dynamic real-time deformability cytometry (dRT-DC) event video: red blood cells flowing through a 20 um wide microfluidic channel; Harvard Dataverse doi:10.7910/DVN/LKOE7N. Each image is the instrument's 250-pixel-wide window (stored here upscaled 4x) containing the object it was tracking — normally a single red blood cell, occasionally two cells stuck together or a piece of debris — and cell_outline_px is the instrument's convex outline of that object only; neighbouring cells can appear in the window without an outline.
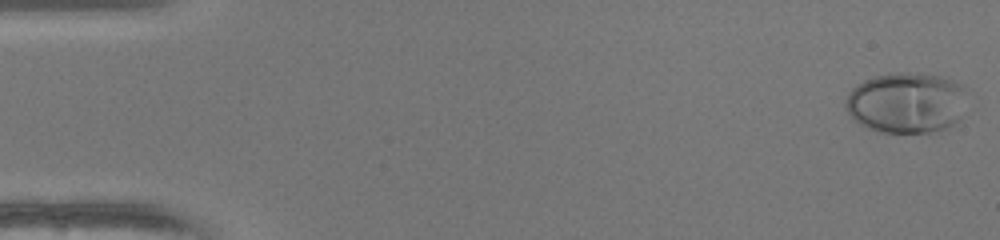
{"species": "human", "species_latin": "Homo sapiens", "temperature_condition": "warm", "stored_images_in_passage": 50, "camera_frame_rate_fps": 3000, "um_per_image_px": 0.085, "donor": {"sex": "female"}, "frame": {"image": 1, "passage_image": 1, "time_ms": 0.0, "image_size_px": [1000, 240], "cell_outline_px": [[964, 88], [960, 120], [948, 128], [932, 132], [880, 132], [868, 128], [860, 124], [848, 112], [844, 104], [844, 100], [848, 92], [856, 84], [864, 80], [876, 76], [896, 72], [916, 72], [940, 76], [952, 80], [960, 84]], "centroid_in_image_um": [77.0, 8.72], "position_along_channel_um": 8.0, "area_um2": 43.0}}
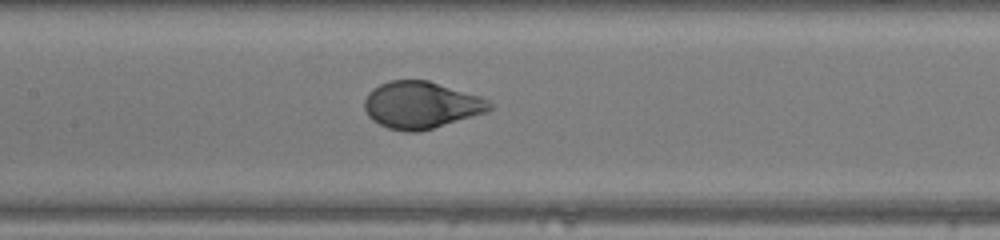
{"frame": {"image": 2, "passage_image": 24, "time_ms": 7.667, "image_size_px": [1000, 240], "cell_outline_px": [[492, 108], [488, 112], [420, 132], [408, 132], [388, 128], [372, 120], [368, 116], [364, 108], [364, 100], [368, 92], [372, 88], [388, 80], [428, 80], [480, 96], [488, 100], [492, 104]], "centroid_in_image_um": [35.78, 8.93], "position_along_channel_um": 171.6, "area_um2": 34.45}}
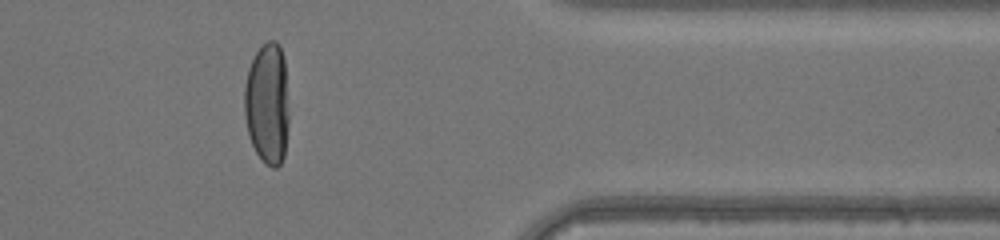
{"frame": {"image": 3, "passage_image": 41, "time_ms": 13.333, "image_size_px": [1000, 240], "cell_outline_px": [[288, 124], [284, 156], [280, 164], [276, 168], [272, 168], [264, 164], [256, 152], [252, 144], [248, 132], [244, 116], [244, 84], [248, 68], [256, 52], [268, 40], [276, 40], [280, 48], [284, 60], [288, 112]], "centroid_in_image_um": [22.7, 8.83], "position_along_channel_um": 388.7, "area_um2": 31.62}, "authors_computed_cell_mechanics": {"area_um2": 34.8823, "velocity_mm_per_s": 4.1769, "shape_relaxation_time_tau1_ms": 3.2025, "shape_relaxation_time_tau2_ms": null, "deformation_change_tau1": 0.2305, "deformation_change_tau2": null}}